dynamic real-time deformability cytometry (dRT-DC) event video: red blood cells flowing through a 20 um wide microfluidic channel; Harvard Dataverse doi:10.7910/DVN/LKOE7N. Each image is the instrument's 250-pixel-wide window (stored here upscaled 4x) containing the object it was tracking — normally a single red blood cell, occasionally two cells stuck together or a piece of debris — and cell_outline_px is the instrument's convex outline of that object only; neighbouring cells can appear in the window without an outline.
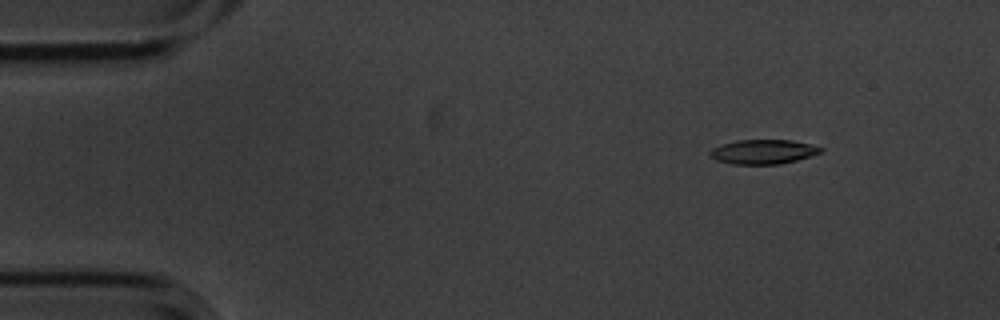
{"species": "common noctule bat (a hibernating species)", "species_latin": "Nyctalus noctula", "temperature_condition": "cold", "stored_images_in_passage": 9, "camera_frame_rate_fps": 3000, "um_per_image_px": 0.085, "animal": {"sex": "male", "body_mass_g": 20.1, "forearm_length_mm": 53.5}, "frame": {"image": 1, "passage_image": 1, "time_ms": 0.0, "image_size_px": [1000, 320], "cell_outline_px": [[824, 148], [820, 152], [796, 160], [780, 164], [732, 164], [716, 160], [708, 152], [712, 148], [720, 144], [736, 140], [792, 140]], "centroid_in_image_um": [64.81, 12.89], "position_along_channel_um": 20.2, "area_um2": 15.61}}
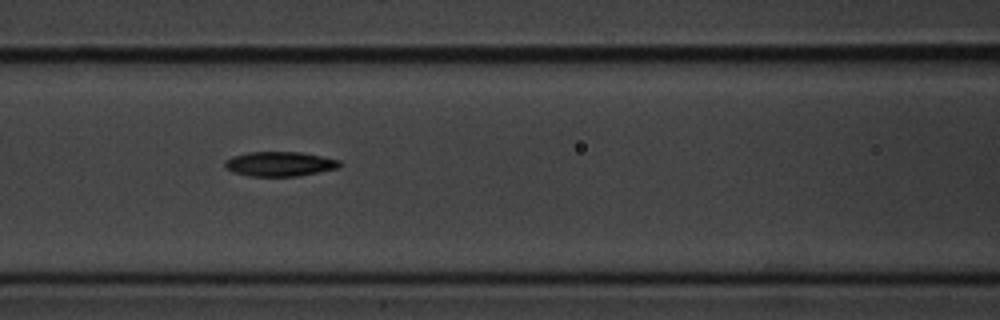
{"frame": {"image": 2, "passage_image": 6, "time_ms": 1.667, "image_size_px": [1000, 320], "cell_outline_px": [[340, 164], [336, 168], [296, 176], [252, 176], [232, 172], [224, 164], [224, 160], [232, 156], [248, 152], [300, 152], [340, 160]], "centroid_in_image_um": [23.72, 13.92], "position_along_channel_um": 142.9, "area_um2": 16.18}}
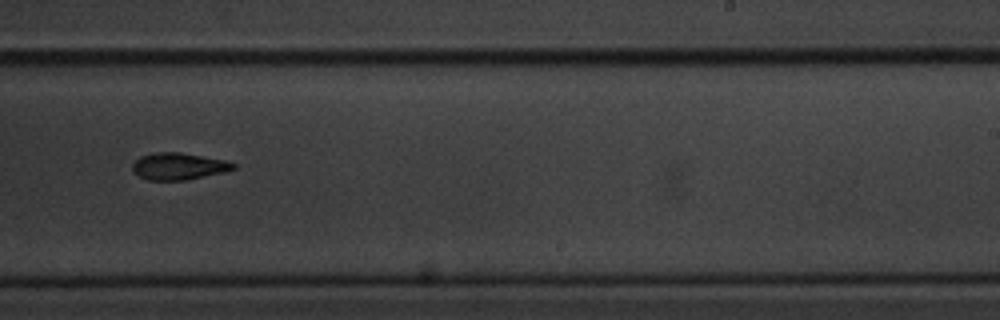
{"frame": {"image": 3, "passage_image": 9, "time_ms": 2.667, "image_size_px": [1000, 320], "cell_outline_px": [[236, 168], [224, 172], [184, 180], [148, 180], [132, 172], [132, 164], [140, 156], [156, 152], [180, 152], [224, 160], [236, 164]], "centroid_in_image_um": [15.15, 14.13], "position_along_channel_um": 273.8, "area_um2": 15.72}}